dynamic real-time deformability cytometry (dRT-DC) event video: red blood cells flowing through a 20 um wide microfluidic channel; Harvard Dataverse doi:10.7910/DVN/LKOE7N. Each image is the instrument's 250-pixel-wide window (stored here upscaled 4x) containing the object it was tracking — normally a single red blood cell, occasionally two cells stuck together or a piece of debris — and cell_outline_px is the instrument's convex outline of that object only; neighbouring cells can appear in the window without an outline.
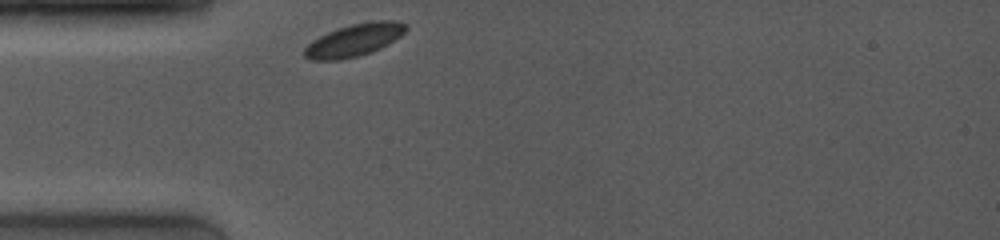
{"species": "common noctule bat (a hibernating species)", "species_latin": "Nyctalus noctula", "temperature_condition": "room temperature", "stored_images_in_passage": 20, "camera_frame_rate_fps": 4000, "um_per_image_px": 0.085, "animal": {"sex": "female", "body_mass_g": 19.0, "forearm_length_mm": 53.3}, "frame": {"image": 1, "passage_image": 1, "time_ms": 0.0, "image_size_px": [1000, 240], "cell_outline_px": [[408, 28], [400, 36], [380, 48], [356, 56], [340, 60], [312, 60], [304, 56], [304, 48], [312, 40], [328, 32], [352, 24], [376, 20], [396, 20], [408, 24]], "centroid_in_image_um": [30.12, 3.39], "position_along_channel_um": 54.9, "area_um2": 18.96}}
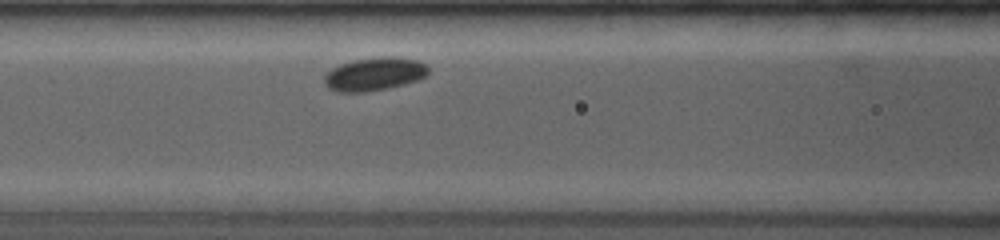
{"frame": {"image": 2, "passage_image": 17, "time_ms": 2.25, "image_size_px": [1000, 240], "cell_outline_px": [[428, 76], [420, 80], [388, 88], [364, 92], [336, 92], [328, 88], [324, 84], [324, 76], [332, 68], [340, 64], [352, 60], [380, 56], [396, 56], [416, 60], [424, 64], [428, 68]], "centroid_in_image_um": [31.82, 6.29], "position_along_channel_um": 134.8, "area_um2": 20.4}}